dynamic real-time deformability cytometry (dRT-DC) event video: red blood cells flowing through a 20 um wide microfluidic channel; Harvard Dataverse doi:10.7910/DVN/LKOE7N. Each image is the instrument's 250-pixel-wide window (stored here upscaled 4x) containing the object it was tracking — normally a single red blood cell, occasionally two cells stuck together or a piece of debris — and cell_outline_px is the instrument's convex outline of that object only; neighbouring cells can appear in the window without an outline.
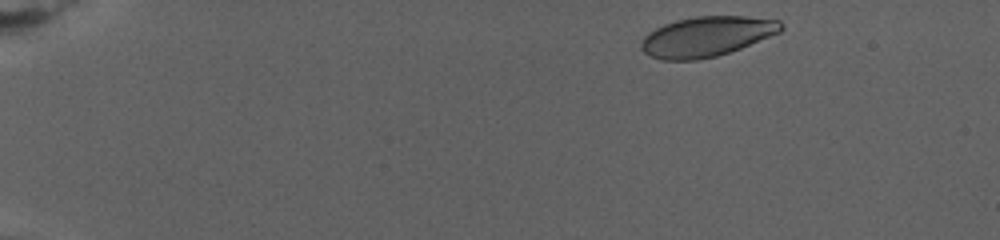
{"species": "human", "species_latin": "Homo sapiens", "temperature_condition": "warm", "stored_images_in_passage": 33, "camera_frame_rate_fps": 3000, "um_per_image_px": 0.085, "donor": {"sex": "female"}, "frame": {"image": 1, "passage_image": 2, "time_ms": 0.667, "image_size_px": [1000, 240], "cell_outline_px": [[784, 28], [780, 32], [740, 48], [716, 56], [696, 60], [660, 60], [644, 52], [640, 48], [640, 44], [644, 36], [648, 32], [664, 24], [676, 20], [696, 16], [744, 16], [780, 20], [784, 24]], "centroid_in_image_um": [60.06, 3.1], "position_along_channel_um": 24.9, "area_um2": 32.6}}
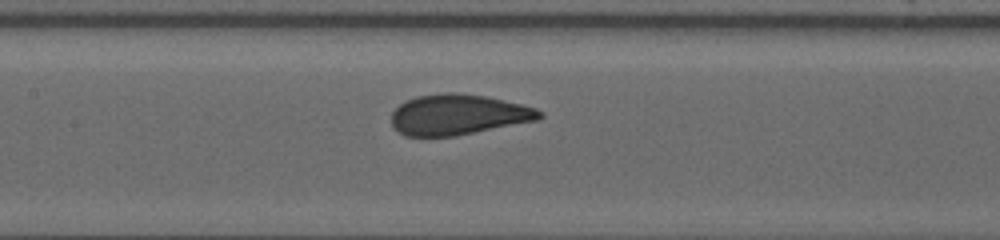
{"frame": {"image": 2, "passage_image": 20, "time_ms": 10.667, "image_size_px": [1000, 240], "cell_outline_px": [[544, 116], [540, 120], [456, 136], [404, 136], [396, 132], [392, 128], [392, 112], [404, 100], [416, 96], [444, 92], [456, 92], [488, 96], [536, 108], [544, 112]], "centroid_in_image_um": [38.95, 9.74], "position_along_channel_um": 168.4, "area_um2": 35.55}}
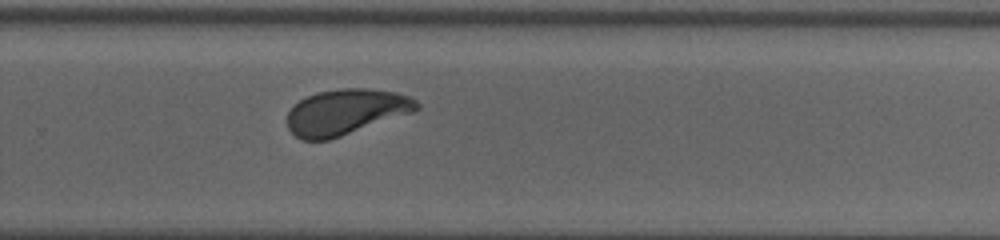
{"frame": {"image": 3, "passage_image": 33, "time_ms": 15.667, "image_size_px": [1000, 240], "cell_outline_px": [[420, 108], [416, 112], [328, 140], [300, 140], [288, 128], [288, 112], [300, 100], [316, 92], [340, 88], [368, 88], [396, 92], [408, 96], [416, 100], [420, 104]], "centroid_in_image_um": [29.44, 9.51], "position_along_channel_um": 300.4, "area_um2": 34.56}}